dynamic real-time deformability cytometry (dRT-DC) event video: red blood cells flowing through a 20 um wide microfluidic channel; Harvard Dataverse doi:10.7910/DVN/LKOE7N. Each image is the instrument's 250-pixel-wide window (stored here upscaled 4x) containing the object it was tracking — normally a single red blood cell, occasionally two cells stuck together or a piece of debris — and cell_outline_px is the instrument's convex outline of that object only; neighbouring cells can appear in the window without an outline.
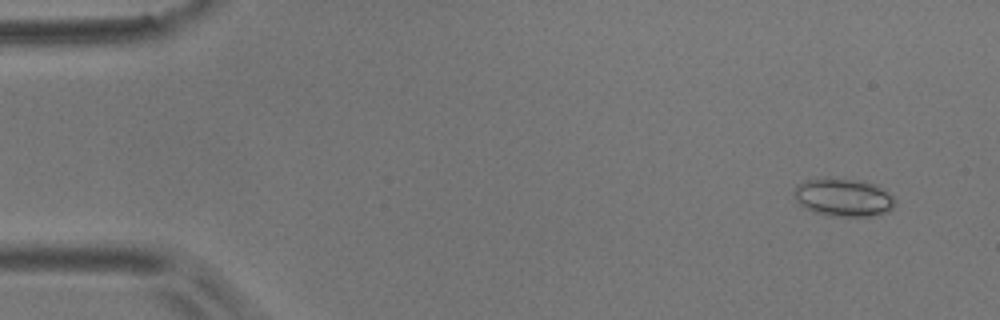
{"species": "common noctule bat (a hibernating species)", "species_latin": "Nyctalus noctula", "temperature_condition": "room temperature", "stored_images_in_passage": 7, "camera_frame_rate_fps": 3000, "um_per_image_px": 0.085, "animal": {"sex": "male", "body_mass_g": 17.9}, "frame": {"image": 1, "passage_image": 2, "time_ms": 1.0, "image_size_px": [1000, 320], "cell_outline_px": [[896, 204], [888, 212], [872, 216], [832, 216], [812, 212], [804, 208], [796, 200], [792, 192], [796, 184], [804, 180], [864, 180], [876, 184], [892, 196], [896, 200]], "centroid_in_image_um": [71.69, 16.81], "position_along_channel_um": 13.3, "area_um2": 22.25}}
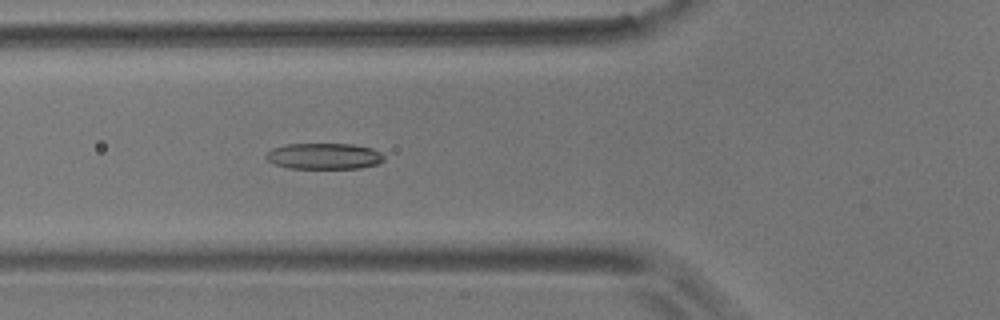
{"frame": {"image": 2, "passage_image": 7, "time_ms": 6.667, "image_size_px": [1000, 320], "cell_outline_px": [[384, 160], [380, 164], [360, 168], [288, 168], [276, 164], [268, 160], [264, 156], [272, 148], [284, 144], [352, 144], [372, 148], [380, 152], [384, 156]], "centroid_in_image_um": [27.57, 13.27], "position_along_channel_um": 98.2, "area_um2": 17.98}}